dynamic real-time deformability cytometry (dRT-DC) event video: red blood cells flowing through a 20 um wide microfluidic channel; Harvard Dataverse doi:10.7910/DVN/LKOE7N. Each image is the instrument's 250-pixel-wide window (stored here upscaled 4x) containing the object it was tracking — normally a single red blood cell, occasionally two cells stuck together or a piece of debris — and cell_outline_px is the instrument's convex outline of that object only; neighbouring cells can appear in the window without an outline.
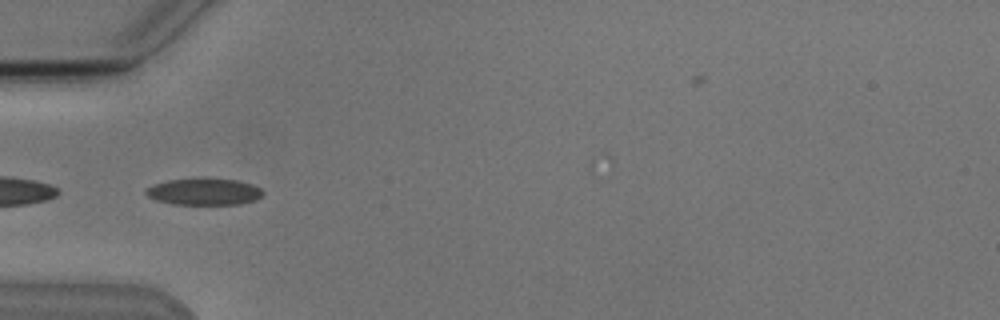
{"species": "Egyptian fruit bat (a non-hibernating species)", "species_latin": "Rousettus aegyptiacus", "temperature_condition": "cold", "stored_images_in_passage": 7, "camera_frame_rate_fps": 3000, "um_per_image_px": 0.085, "animal": {"sex": "male"}, "frame": {"image": 1, "passage_image": 5, "time_ms": 5.667, "image_size_px": [1000, 320], "cell_outline_px": [[264, 196], [256, 200], [240, 204], [172, 204], [156, 200], [148, 196], [144, 192], [144, 188], [152, 184], [168, 180], [196, 176], [204, 176], [236, 180], [252, 184], [260, 188], [264, 192]], "centroid_in_image_um": [17.33, 16.25], "position_along_channel_um": 67.7, "area_um2": 19.02}}
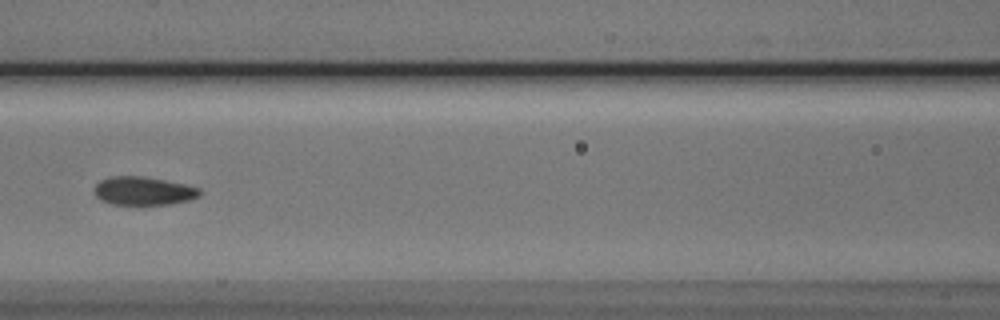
{"frame": {"image": 2, "passage_image": 7, "time_ms": 8.0, "image_size_px": [1000, 320], "cell_outline_px": [[200, 196], [188, 200], [172, 204], [112, 204], [100, 200], [92, 192], [92, 188], [100, 180], [112, 176], [140, 176], [164, 180], [184, 184], [200, 188]], "centroid_in_image_um": [12.14, 16.23], "position_along_channel_um": 154.5, "area_um2": 17.46}}